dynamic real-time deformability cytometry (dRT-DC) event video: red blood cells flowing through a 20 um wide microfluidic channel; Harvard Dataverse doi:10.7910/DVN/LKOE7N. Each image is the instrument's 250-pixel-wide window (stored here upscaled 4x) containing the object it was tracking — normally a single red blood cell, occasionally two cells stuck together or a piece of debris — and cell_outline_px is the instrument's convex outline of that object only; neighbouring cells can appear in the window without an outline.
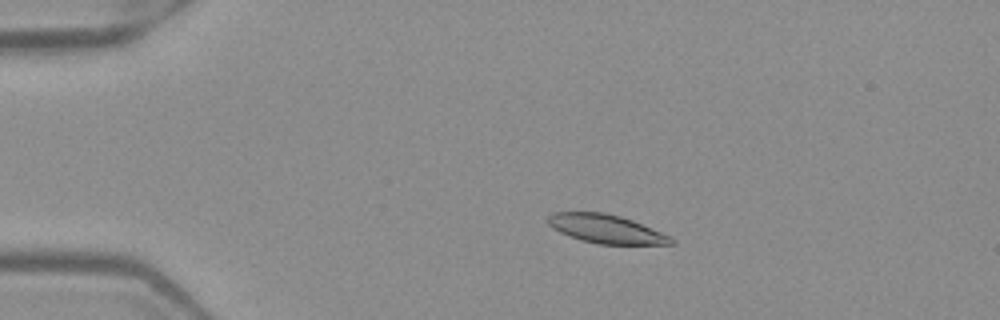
{"species": "Egyptian fruit bat (a non-hibernating species)", "species_latin": "Rousettus aegyptiacus", "temperature_condition": "warm", "stored_images_in_passage": 50, "camera_frame_rate_fps": 3000, "um_per_image_px": 0.085, "frame": {"image": 1, "passage_image": 9, "time_ms": 2.667, "image_size_px": [1000, 320], "cell_outline_px": [[676, 244], [596, 244], [580, 240], [560, 232], [552, 228], [548, 224], [548, 216], [552, 212], [604, 212], [620, 216], [632, 220], [672, 236], [676, 240]], "centroid_in_image_um": [51.54, 19.46], "position_along_channel_um": 33.5, "area_um2": 20.69}}
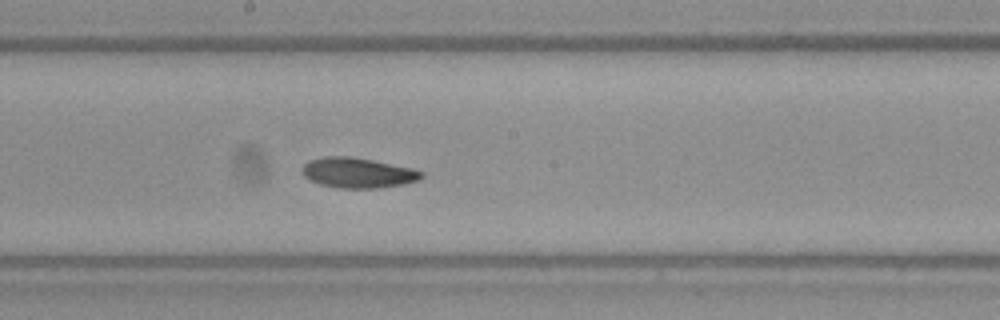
{"frame": {"image": 2, "passage_image": 27, "time_ms": 8.667, "image_size_px": [1000, 320], "cell_outline_px": [[424, 176], [420, 180], [404, 184], [380, 188], [340, 188], [320, 184], [304, 176], [304, 164], [308, 160], [324, 156], [348, 156], [372, 160], [412, 168], [424, 172]], "centroid_in_image_um": [30.46, 14.69], "position_along_channel_um": 217.7, "area_um2": 20.92}}
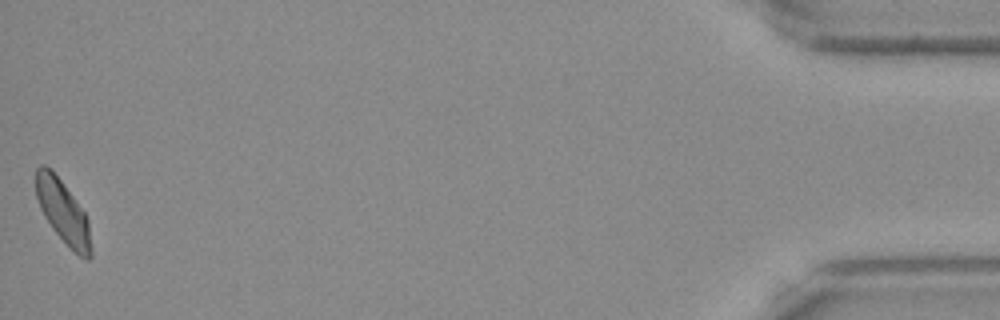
{"frame": {"image": 3, "passage_image": 50, "time_ms": 16.333, "image_size_px": [1000, 320], "cell_outline_px": [[92, 256], [88, 260], [80, 256], [52, 228], [44, 216], [40, 208], [36, 196], [36, 168], [40, 164], [44, 164], [60, 180], [84, 212], [88, 220], [92, 248]], "centroid_in_image_um": [5.36, 18.02], "position_along_channel_um": 429.8, "area_um2": 19.71}, "authors_computed_cell_mechanics": {"area_um2": 20.9236, "velocity_mm_per_s": 3.957, "shape_relaxation_time_tau1_ms": 4.3891, "shape_relaxation_time_tau2_ms": 6.9941, "deformation_change_tau1": 0.116, "deformation_change_tau2": 0.0998}}